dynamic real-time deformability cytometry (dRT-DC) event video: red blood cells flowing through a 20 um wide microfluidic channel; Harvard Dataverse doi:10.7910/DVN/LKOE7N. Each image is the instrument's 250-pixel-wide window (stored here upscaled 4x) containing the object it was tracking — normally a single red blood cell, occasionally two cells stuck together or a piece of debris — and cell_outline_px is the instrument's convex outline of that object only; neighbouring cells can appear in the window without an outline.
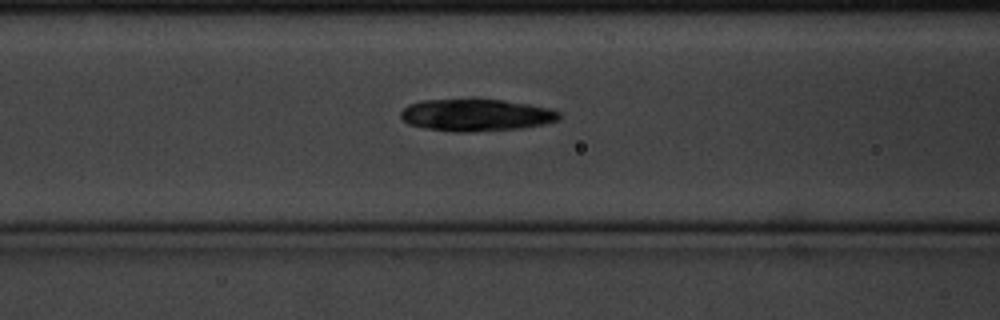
{"species": "common noctule bat (a hibernating species)", "species_latin": "Nyctalus noctula", "temperature_condition": "cold", "stored_images_in_passage": 4, "camera_frame_rate_fps": 3000, "um_per_image_px": 0.085, "animal": {"sex": "male", "body_mass_g": 20.1, "forearm_length_mm": 53.5}, "frame": {"image": 1, "passage_image": 4, "time_ms": 1.0, "image_size_px": [1000, 320], "cell_outline_px": [[560, 120], [544, 124], [520, 128], [464, 132], [456, 132], [424, 128], [408, 124], [400, 116], [400, 112], [408, 104], [420, 100], [504, 100], [528, 104], [548, 108], [560, 112]], "centroid_in_image_um": [40.45, 9.78], "position_along_channel_um": 126.1, "area_um2": 29.42}}